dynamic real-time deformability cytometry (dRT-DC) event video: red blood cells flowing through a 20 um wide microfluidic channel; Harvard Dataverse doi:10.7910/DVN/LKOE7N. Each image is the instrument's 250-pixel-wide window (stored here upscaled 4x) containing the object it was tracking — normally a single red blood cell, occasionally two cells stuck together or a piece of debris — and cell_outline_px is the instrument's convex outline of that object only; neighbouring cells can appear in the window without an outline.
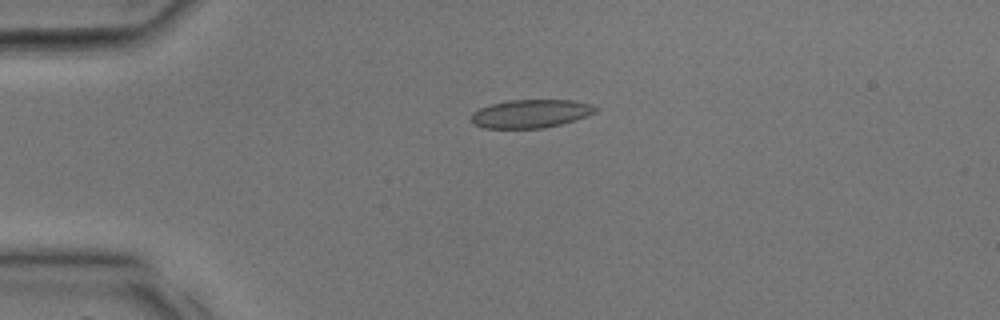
{"species": "common noctule bat (a hibernating species)", "species_latin": "Nyctalus noctula", "temperature_condition": "room temperature", "stored_images_in_passage": 15, "camera_frame_rate_fps": 3000, "um_per_image_px": 0.085, "animal": {"sex": "male", "body_mass_g": 17.9, "forearm_length_mm": 54.2}, "frame": {"image": 1, "passage_image": 1, "time_ms": 0.0, "image_size_px": [1000, 320], "cell_outline_px": [[600, 108], [596, 112], [576, 120], [544, 128], [484, 128], [472, 124], [468, 120], [468, 116], [472, 112], [480, 108], [492, 104], [508, 100], [572, 100], [592, 104]], "centroid_in_image_um": [45.08, 9.66], "position_along_channel_um": 39.9, "area_um2": 20.81}}
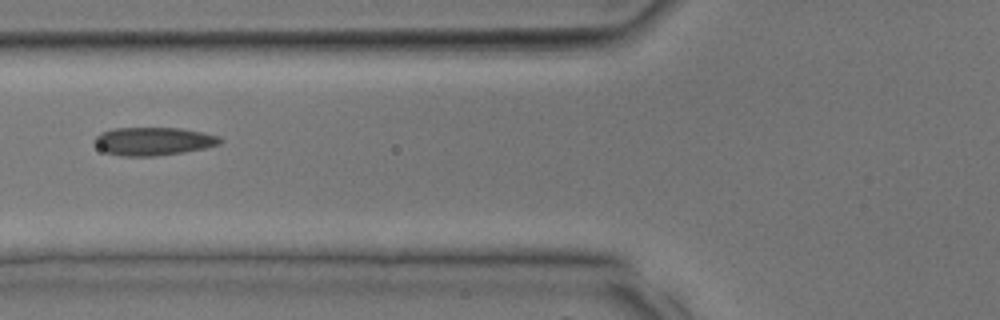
{"frame": {"image": 2, "passage_image": 6, "time_ms": 1.667, "image_size_px": [1000, 320], "cell_outline_px": [[224, 140], [220, 144], [204, 148], [184, 152], [156, 156], [120, 156], [104, 152], [92, 140], [100, 132], [112, 128], [180, 128], [204, 132], [220, 136]], "centroid_in_image_um": [13.04, 12.0], "position_along_channel_um": 112.8, "area_um2": 20.81}}
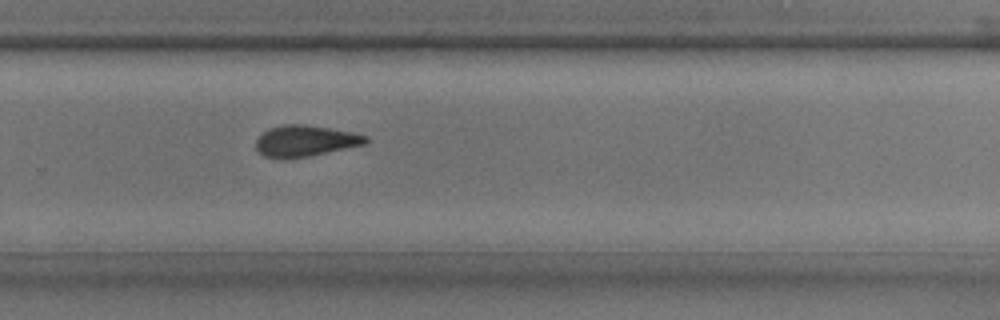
{"frame": {"image": 3, "passage_image": 15, "time_ms": 4.667, "image_size_px": [1000, 320], "cell_outline_px": [[368, 140], [364, 144], [308, 156], [284, 160], [264, 156], [256, 148], [256, 136], [268, 128], [284, 124], [304, 124], [352, 132], [368, 136]], "centroid_in_image_um": [25.87, 11.98], "position_along_channel_um": 303.9, "area_um2": 20.0}}